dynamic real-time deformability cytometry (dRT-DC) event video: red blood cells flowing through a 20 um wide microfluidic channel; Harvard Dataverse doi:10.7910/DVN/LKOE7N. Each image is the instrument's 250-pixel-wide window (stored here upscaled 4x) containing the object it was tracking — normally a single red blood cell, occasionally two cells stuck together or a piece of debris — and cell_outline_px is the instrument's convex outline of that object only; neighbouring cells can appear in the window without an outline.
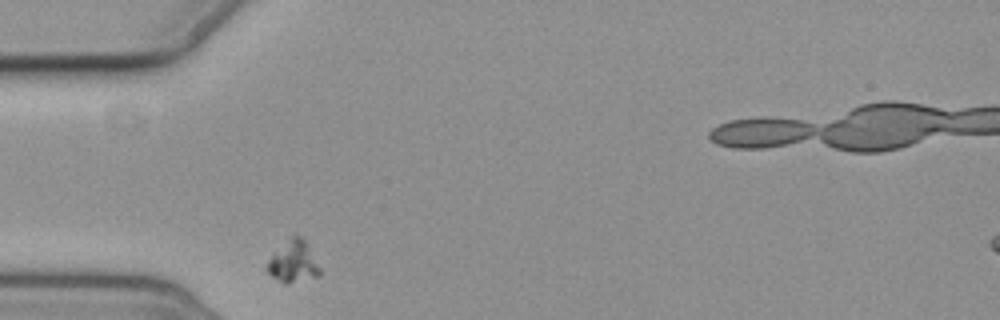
{"species": "common noctule bat (a hibernating species)", "species_latin": "Nyctalus noctula", "temperature_condition": "cold", "stored_images_in_passage": 2, "camera_frame_rate_fps": 3000, "um_per_image_px": 0.085, "animal": {"sex": "female", "body_mass_g": 19.3, "forearm_length_mm": 54.1}, "frame": {"image": 1, "passage_image": 1, "time_ms": 0.0, "image_size_px": [1000, 320], "cell_outline_px": [[320, 276], [288, 284], [284, 284], [272, 276], [264, 268], [272, 252], [296, 232], [304, 236], [320, 268]], "centroid_in_image_um": [24.91, 22.21], "position_along_channel_um": 60.1, "area_um2": 13.29}}
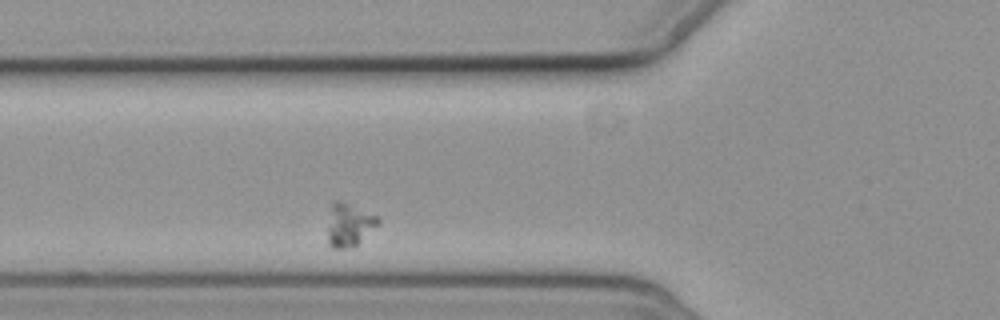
{"frame": {"image": 2, "passage_image": 2, "time_ms": 1.333, "image_size_px": [1000, 320], "cell_outline_px": [[380, 220], [352, 248], [332, 248], [328, 244], [328, 228], [332, 200], [340, 200], [380, 216]], "centroid_in_image_um": [29.64, 19.08], "position_along_channel_um": 96.2, "area_um2": 12.43}}